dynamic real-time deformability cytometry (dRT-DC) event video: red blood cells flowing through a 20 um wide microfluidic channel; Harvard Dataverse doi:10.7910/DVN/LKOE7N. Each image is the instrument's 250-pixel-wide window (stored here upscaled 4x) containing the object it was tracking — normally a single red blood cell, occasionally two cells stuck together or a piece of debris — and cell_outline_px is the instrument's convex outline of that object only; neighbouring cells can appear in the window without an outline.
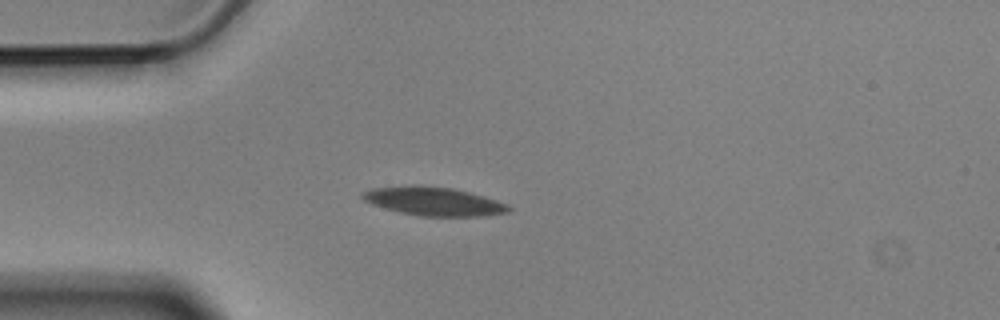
{"species": "Egyptian fruit bat (a non-hibernating species)", "species_latin": "Rousettus aegyptiacus", "temperature_condition": "cold", "stored_images_in_passage": 8, "camera_frame_rate_fps": 3000, "um_per_image_px": 0.085, "animal": {"sex": "male"}, "frame": {"image": 1, "passage_image": 4, "time_ms": 1.0, "image_size_px": [1000, 320], "cell_outline_px": [[512, 208], [508, 212], [480, 216], [420, 216], [400, 212], [372, 204], [364, 200], [360, 196], [360, 192], [372, 188], [412, 184], [420, 184], [452, 188], [484, 196], [508, 204]], "centroid_in_image_um": [36.82, 17.09], "position_along_channel_um": 48.2, "area_um2": 24.51}}
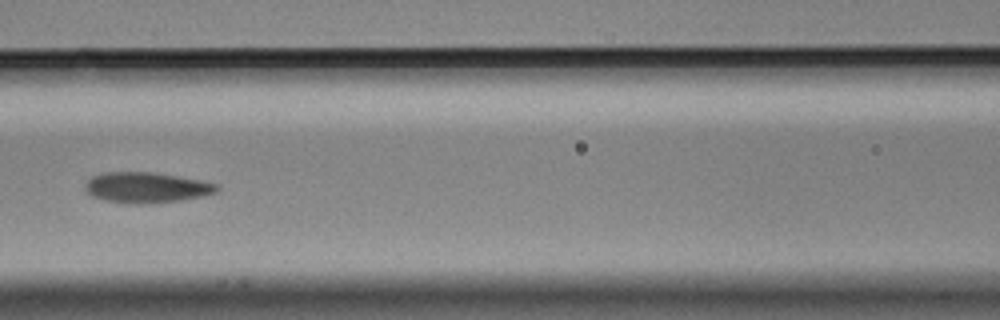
{"frame": {"image": 2, "passage_image": 7, "time_ms": 2.0, "image_size_px": [1000, 320], "cell_outline_px": [[220, 188], [216, 192], [204, 196], [180, 200], [140, 204], [136, 204], [108, 200], [92, 196], [84, 192], [84, 184], [92, 176], [104, 172], [152, 172], [180, 176], [220, 184]], "centroid_in_image_um": [12.46, 15.92], "position_along_channel_um": 154.1, "area_um2": 23.52}}
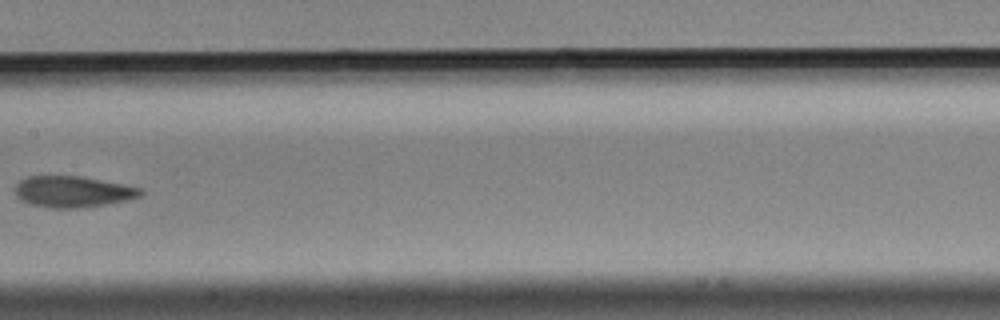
{"frame": {"image": 3, "passage_image": 8, "time_ms": 2.333, "image_size_px": [1000, 320], "cell_outline_px": [[144, 192], [140, 196], [128, 200], [80, 208], [48, 208], [32, 204], [20, 200], [16, 196], [16, 184], [20, 180], [28, 176], [80, 176], [140, 188]], "centroid_in_image_um": [6.15, 16.3], "position_along_channel_um": 201.2, "area_um2": 22.6}}